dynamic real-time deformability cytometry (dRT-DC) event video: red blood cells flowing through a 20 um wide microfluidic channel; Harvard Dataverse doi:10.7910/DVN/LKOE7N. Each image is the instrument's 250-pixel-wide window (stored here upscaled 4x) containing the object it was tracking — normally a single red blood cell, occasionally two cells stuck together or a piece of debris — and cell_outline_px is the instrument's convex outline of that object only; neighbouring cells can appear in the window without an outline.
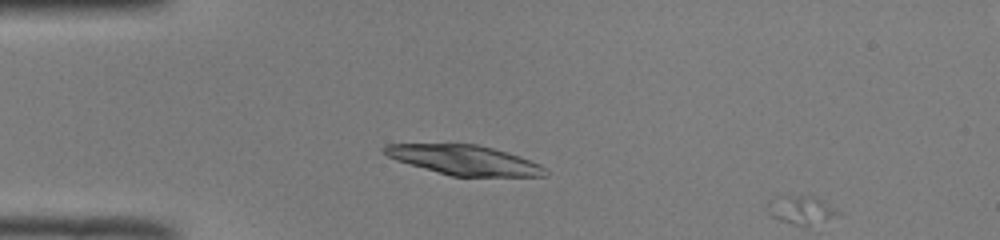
{"species": "common noctule bat (a hibernating species)", "species_latin": "Nyctalus noctula", "temperature_condition": "room temperature", "stored_images_in_passage": 2, "camera_frame_rate_fps": 3000, "um_per_image_px": 0.085, "animal": {"sex": "male", "body_mass_g": 19.0, "forearm_length_mm": 50.8}, "frame": {"image": 1, "passage_image": 1, "time_ms": 0.0, "image_size_px": [1000, 240], "cell_outline_px": [[548, 172], [544, 176], [452, 176], [396, 160], [388, 156], [380, 148], [384, 144], [476, 144], [508, 152], [520, 156], [540, 164]], "centroid_in_image_um": [39.46, 13.59], "position_along_channel_um": 45.5, "area_um2": 27.57}}